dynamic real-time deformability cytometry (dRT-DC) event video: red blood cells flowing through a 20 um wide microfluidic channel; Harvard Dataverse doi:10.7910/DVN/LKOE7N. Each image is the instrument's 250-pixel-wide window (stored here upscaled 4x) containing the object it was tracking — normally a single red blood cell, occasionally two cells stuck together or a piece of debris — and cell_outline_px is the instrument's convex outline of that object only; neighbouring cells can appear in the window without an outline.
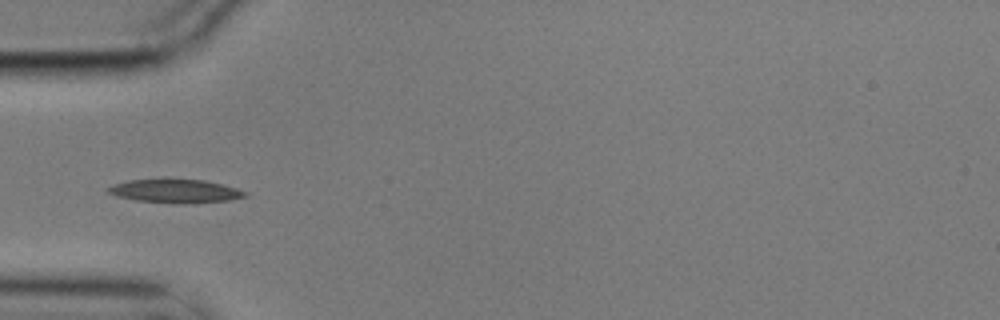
{"species": "common noctule bat (a hibernating species)", "species_latin": "Nyctalus noctula", "temperature_condition": "cold", "stored_images_in_passage": 5, "camera_frame_rate_fps": 3000, "um_per_image_px": 0.085, "animal": {"sex": "male", "body_mass_g": 17.9}, "frame": {"image": 1, "passage_image": 4, "time_ms": 1.0, "image_size_px": [1000, 320], "cell_outline_px": [[248, 196], [228, 200], [196, 204], [176, 204], [136, 200], [116, 196], [108, 192], [104, 188], [112, 184], [132, 180], [204, 180], [236, 188], [248, 192]], "centroid_in_image_um": [14.91, 16.27], "position_along_channel_um": 70.1, "area_um2": 18.79}}
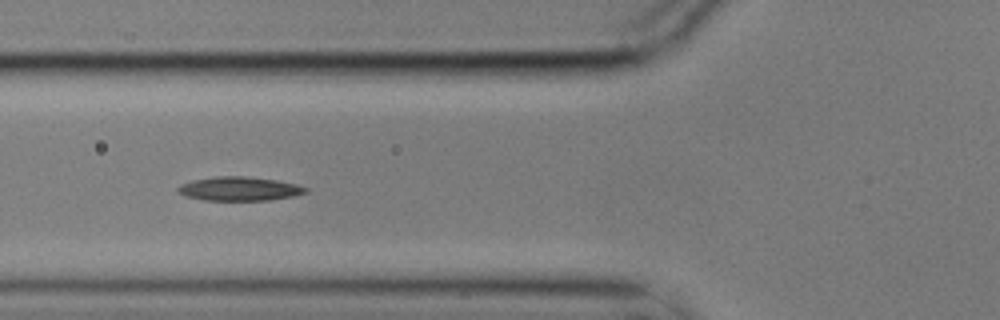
{"frame": {"image": 2, "passage_image": 5, "time_ms": 1.333, "image_size_px": [1000, 320], "cell_outline_px": [[308, 192], [292, 196], [268, 200], [204, 200], [184, 196], [176, 192], [176, 188], [180, 184], [192, 180], [216, 176], [244, 176], [276, 180], [296, 184], [308, 188]], "centroid_in_image_um": [20.29, 16.04], "position_along_channel_um": 105.5, "area_um2": 17.86}}